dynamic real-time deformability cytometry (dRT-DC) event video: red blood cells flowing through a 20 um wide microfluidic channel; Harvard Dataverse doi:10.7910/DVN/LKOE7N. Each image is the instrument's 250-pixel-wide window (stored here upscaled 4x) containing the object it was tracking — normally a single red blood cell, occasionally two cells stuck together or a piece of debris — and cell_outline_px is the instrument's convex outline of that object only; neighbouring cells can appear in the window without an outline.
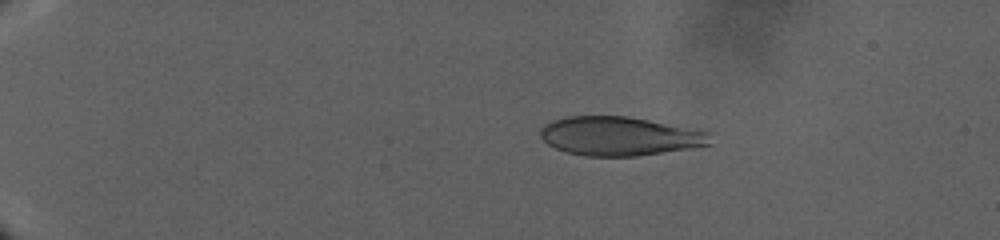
{"species": "human", "species_latin": "Homo sapiens", "temperature_condition": "warm", "stored_images_in_passage": 64, "camera_frame_rate_fps": 3000, "um_per_image_px": 0.085, "donor": {"sex": "male"}, "frame": {"image": 1, "passage_image": 1, "time_ms": 0.0, "image_size_px": [1000, 240], "cell_outline_px": [[712, 144], [696, 148], [636, 156], [584, 156], [568, 152], [556, 148], [548, 144], [540, 136], [540, 128], [544, 124], [552, 120], [568, 116], [628, 116], [648, 120], [704, 132]], "centroid_in_image_um": [52.59, 11.58], "position_along_channel_um": 32.4, "area_um2": 38.09}}
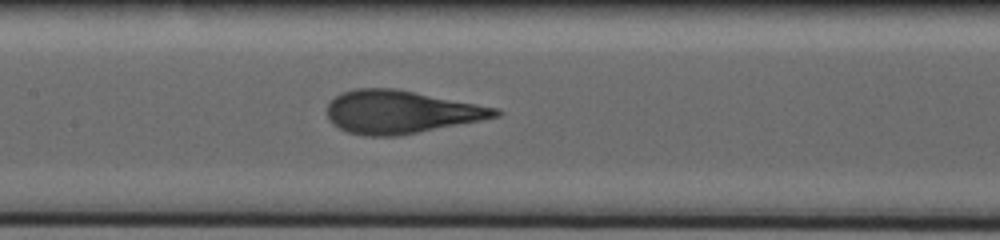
{"frame": {"image": 2, "passage_image": 37, "time_ms": 15.667, "image_size_px": [1000, 240], "cell_outline_px": [[504, 112], [500, 116], [480, 120], [396, 136], [364, 136], [348, 132], [332, 124], [328, 116], [328, 104], [340, 92], [356, 88], [396, 88], [500, 108]], "centroid_in_image_um": [34.08, 9.5], "position_along_channel_um": 173.3, "area_um2": 42.08}}
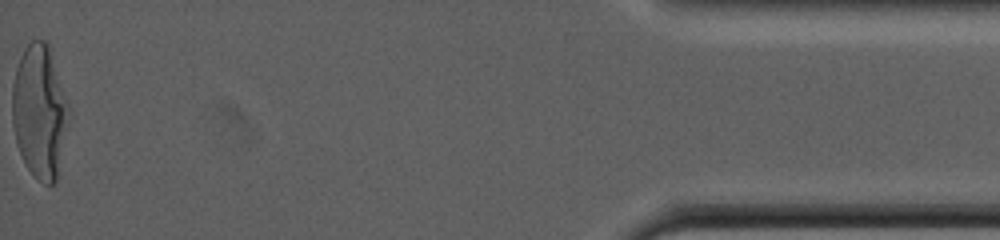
{"frame": {"image": 3, "passage_image": 64, "time_ms": 36.0, "image_size_px": [1000, 240], "cell_outline_px": [[68, 112], [56, 180], [52, 184], [48, 184], [40, 180], [28, 168], [16, 144], [12, 124], [12, 84], [16, 68], [20, 56], [24, 48], [32, 40], [48, 40], [68, 104]], "centroid_in_image_um": [3.33, 9.39], "position_along_channel_um": 431.9, "area_um2": 43.18}}